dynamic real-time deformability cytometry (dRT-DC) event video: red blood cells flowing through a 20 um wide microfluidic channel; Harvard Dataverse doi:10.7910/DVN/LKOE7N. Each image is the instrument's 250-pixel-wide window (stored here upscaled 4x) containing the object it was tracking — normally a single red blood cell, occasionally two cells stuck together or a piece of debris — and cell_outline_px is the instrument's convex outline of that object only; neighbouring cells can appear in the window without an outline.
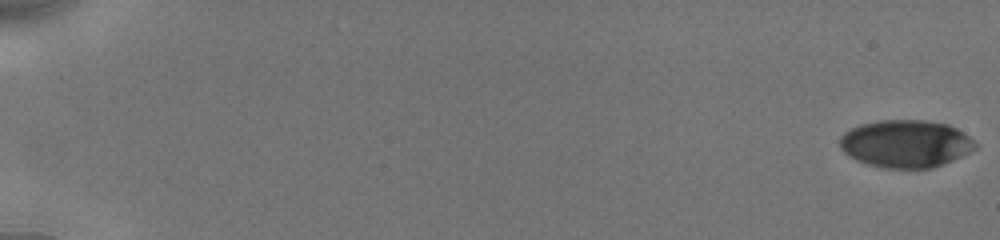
{"species": "human", "species_latin": "Homo sapiens", "temperature_condition": "cold", "stored_images_in_passage": 10, "camera_frame_rate_fps": 3000, "um_per_image_px": 0.085, "donor": {"sex": "male"}, "frame": {"image": 1, "passage_image": 1, "time_ms": 0.0, "image_size_px": [1000, 240], "cell_outline_px": [[980, 144], [976, 148], [952, 160], [932, 168], [884, 168], [868, 164], [856, 160], [848, 156], [840, 148], [840, 136], [844, 132], [860, 124], [880, 120], [924, 120], [948, 124], [956, 128]], "centroid_in_image_um": [76.97, 12.21], "position_along_channel_um": 8.0, "area_um2": 37.57}}
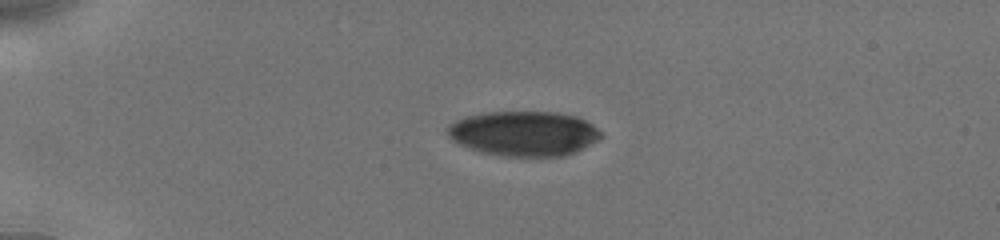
{"frame": {"image": 2, "passage_image": 6, "time_ms": 4.667, "image_size_px": [1000, 240], "cell_outline_px": [[604, 136], [576, 152], [564, 156], [504, 156], [480, 152], [460, 144], [452, 140], [448, 136], [448, 124], [456, 120], [468, 116], [488, 112], [556, 112], [576, 116], [592, 124]], "centroid_in_image_um": [44.53, 11.35], "position_along_channel_um": 40.5, "area_um2": 40.0}}
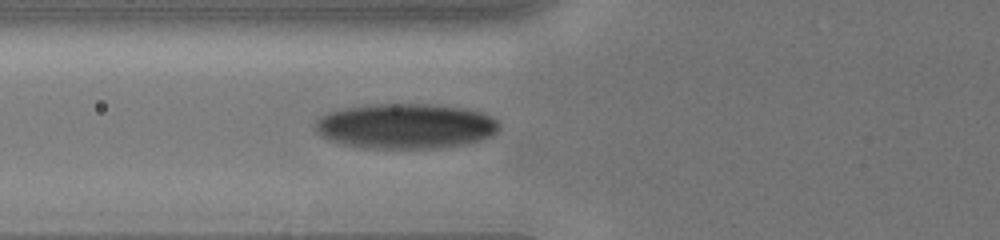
{"frame": {"image": 3, "passage_image": 10, "time_ms": 7.333, "image_size_px": [1000, 240], "cell_outline_px": [[500, 128], [492, 136], [468, 144], [432, 148], [364, 148], [344, 144], [328, 140], [320, 136], [316, 132], [316, 120], [320, 116], [328, 112], [344, 108], [372, 104], [432, 104], [468, 108], [484, 112], [500, 120]], "centroid_in_image_um": [34.52, 10.71], "position_along_channel_um": 91.3, "area_um2": 49.01}}